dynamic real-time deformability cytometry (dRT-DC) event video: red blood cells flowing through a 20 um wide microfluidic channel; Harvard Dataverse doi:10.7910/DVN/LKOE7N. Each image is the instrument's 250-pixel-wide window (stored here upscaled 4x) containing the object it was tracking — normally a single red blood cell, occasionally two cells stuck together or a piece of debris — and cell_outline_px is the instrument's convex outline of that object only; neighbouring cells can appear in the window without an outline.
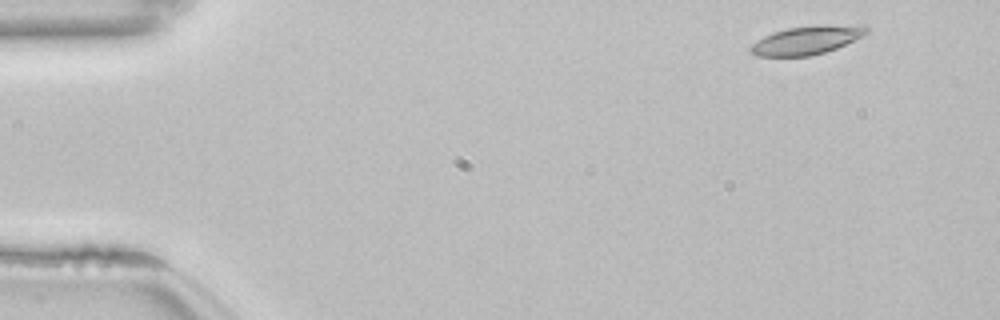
{"species": "common noctule bat (a hibernating species)", "species_latin": "Nyctalus noctula", "temperature_condition": "room temperature", "stored_images_in_passage": 50, "camera_frame_rate_fps": 3000, "um_per_image_px": 0.085, "animal": {"sex": "female", "body_mass_g": 22.7, "forearm_length_mm": 54.2}, "frame": {"image": 1, "passage_image": 1, "time_ms": 0.0, "image_size_px": [1000, 320], "cell_outline_px": [[868, 32], [836, 48], [824, 52], [808, 56], [756, 56], [748, 52], [748, 48], [752, 44], [764, 36], [772, 32], [788, 28], [868, 28]], "centroid_in_image_um": [68.31, 3.51], "position_along_channel_um": 16.7, "area_um2": 17.57}}
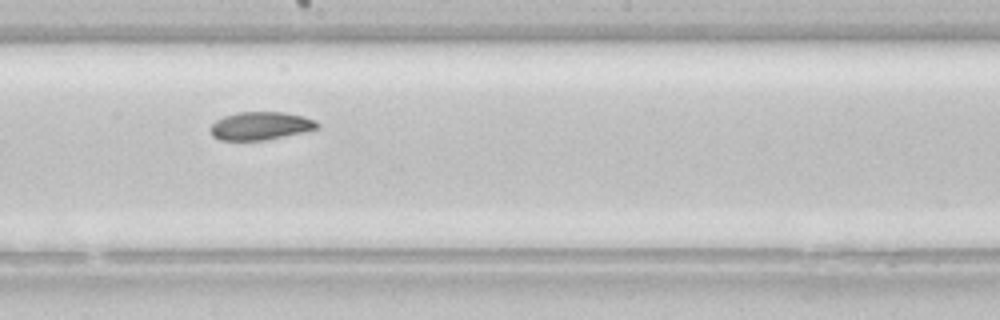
{"frame": {"image": 2, "passage_image": 26, "time_ms": 8.333, "image_size_px": [1000, 320], "cell_outline_px": [[320, 128], [304, 132], [264, 140], [220, 140], [212, 136], [208, 128], [216, 120], [224, 116], [236, 112], [284, 112], [304, 116], [316, 120], [320, 124]], "centroid_in_image_um": [22.15, 10.69], "position_along_channel_um": 226.0, "area_um2": 17.69}}
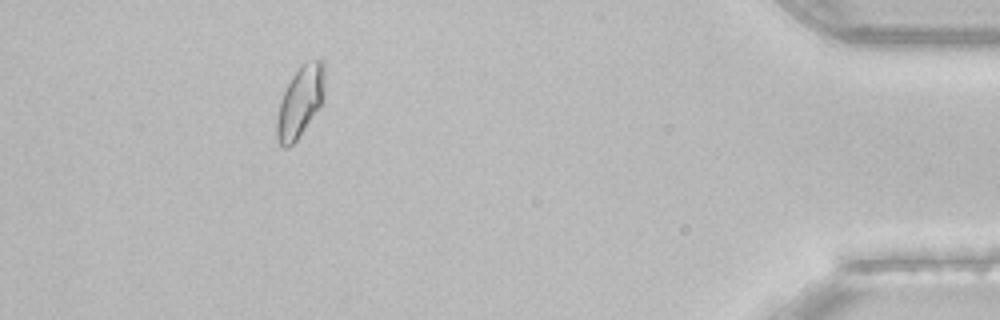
{"frame": {"image": 3, "passage_image": 45, "time_ms": 14.667, "image_size_px": [1000, 320], "cell_outline_px": [[324, 96], [320, 104], [296, 140], [288, 148], [284, 148], [276, 140], [276, 120], [280, 100], [292, 76], [304, 64], [316, 60], [320, 60], [324, 64]], "centroid_in_image_um": [25.48, 8.68], "position_along_channel_um": 409.7, "area_um2": 19.19}, "authors_computed_cell_mechanics": {"area_um2": 18.5827, "velocity_mm_per_s": 3.8302, "shape_relaxation_time_tau1_ms": 5.7502, "shape_relaxation_time_tau2_ms": 4.6187, "deformation_change_tau1": 0.1281, "deformation_change_tau2": 0.0718}}